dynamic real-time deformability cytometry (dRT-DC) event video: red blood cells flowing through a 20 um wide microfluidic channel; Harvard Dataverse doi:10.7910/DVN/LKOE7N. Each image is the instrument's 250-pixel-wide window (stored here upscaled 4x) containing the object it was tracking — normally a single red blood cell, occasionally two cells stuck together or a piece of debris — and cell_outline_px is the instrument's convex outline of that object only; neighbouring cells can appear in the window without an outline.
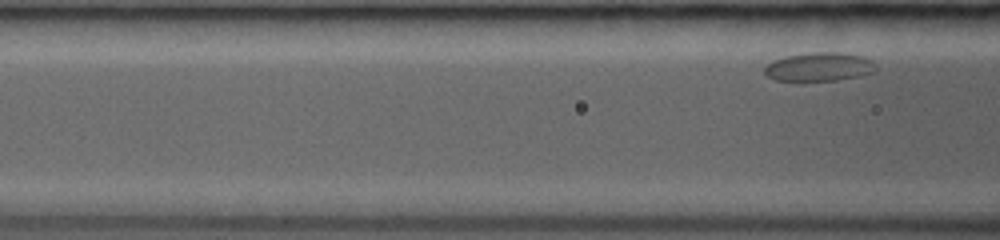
{"species": "common noctule bat (a hibernating species)", "species_latin": "Nyctalus noctula", "temperature_condition": "room temperature", "stored_images_in_passage": 6, "camera_frame_rate_fps": 3000, "um_per_image_px": 0.085, "animal": {"sex": "female", "body_mass_g": 19.0, "forearm_length_mm": 53.3}, "frame": {"image": 1, "passage_image": 6, "time_ms": 3.667, "image_size_px": [1000, 240], "cell_outline_px": [[876, 72], [860, 76], [836, 80], [772, 80], [764, 72], [764, 68], [772, 60], [784, 56], [812, 52], [840, 52], [860, 56], [872, 60], [876, 68]], "centroid_in_image_um": [69.63, 5.67], "position_along_channel_um": 97.0, "area_um2": 18.61}}